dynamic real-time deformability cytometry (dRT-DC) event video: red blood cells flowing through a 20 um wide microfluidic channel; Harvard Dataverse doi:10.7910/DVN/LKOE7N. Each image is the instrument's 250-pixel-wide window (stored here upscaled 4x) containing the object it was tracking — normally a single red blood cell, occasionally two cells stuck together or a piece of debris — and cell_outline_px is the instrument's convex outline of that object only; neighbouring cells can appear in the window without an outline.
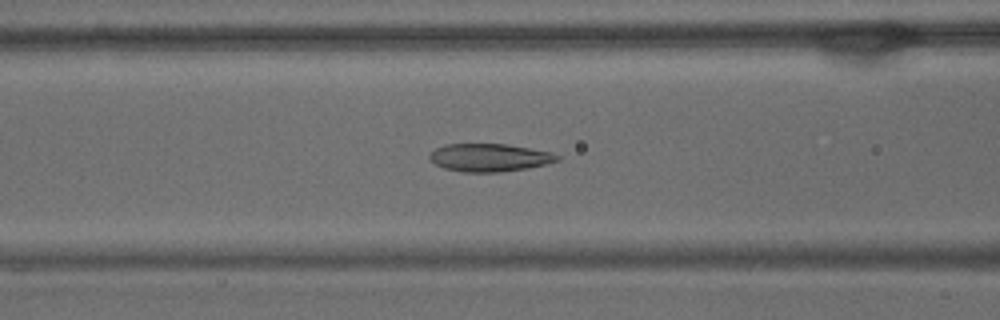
{"species": "common noctule bat (a hibernating species)", "species_latin": "Nyctalus noctula", "temperature_condition": "warm", "stored_images_in_passage": 51, "camera_frame_rate_fps": 3000, "um_per_image_px": 0.085, "animal": {"sex": "male", "body_mass_g": 15.6}, "frame": {"image": 1, "passage_image": 18, "time_ms": 5.667, "image_size_px": [1000, 320], "cell_outline_px": [[560, 160], [528, 168], [500, 172], [464, 172], [444, 168], [436, 164], [428, 156], [436, 148], [444, 144], [504, 144], [552, 152], [560, 156]], "centroid_in_image_um": [41.61, 13.39], "position_along_channel_um": 125.0, "area_um2": 20.58}}
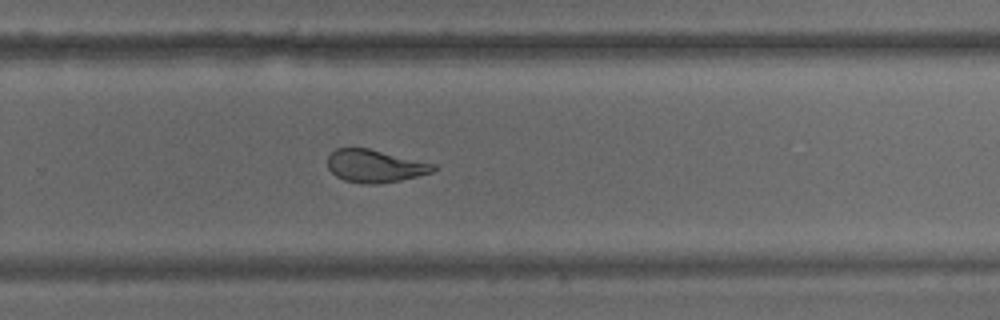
{"frame": {"image": 2, "passage_image": 32, "time_ms": 10.333, "image_size_px": [1000, 320], "cell_outline_px": [[436, 168], [432, 172], [400, 180], [380, 184], [364, 184], [344, 180], [336, 176], [328, 168], [328, 156], [336, 148], [368, 148], [436, 164]], "centroid_in_image_um": [31.86, 14.11], "position_along_channel_um": 297.9, "area_um2": 20.06}}
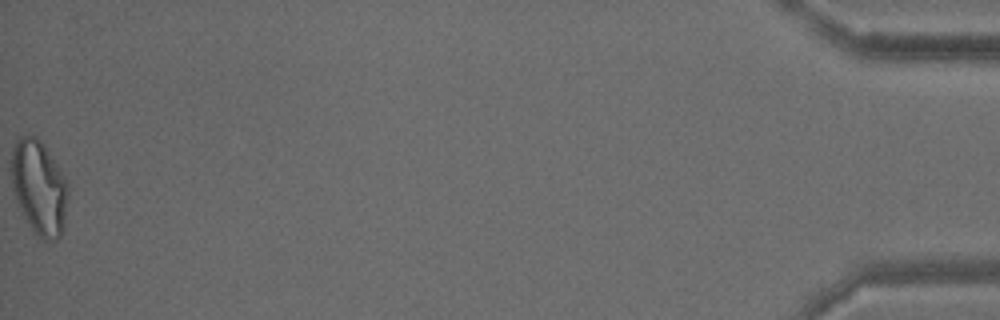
{"frame": {"image": 3, "passage_image": 51, "time_ms": 16.667, "image_size_px": [1000, 320], "cell_outline_px": [[68, 196], [64, 228], [60, 236], [56, 240], [44, 240], [36, 236], [24, 216], [12, 188], [12, 148], [16, 140], [20, 136], [36, 136], [44, 144], [68, 180]], "centroid_in_image_um": [3.36, 15.94], "position_along_channel_um": 431.8, "area_um2": 31.33}, "authors_computed_cell_mechanics": {"area_um2": 23.1778, "velocity_mm_per_s": 3.716, "shape_relaxation_time_tau1_ms": 9.6632, "shape_relaxation_time_tau2_ms": 1.5854, "deformation_change_tau1": 0.2562, "deformation_change_tau2": 0.0948}}